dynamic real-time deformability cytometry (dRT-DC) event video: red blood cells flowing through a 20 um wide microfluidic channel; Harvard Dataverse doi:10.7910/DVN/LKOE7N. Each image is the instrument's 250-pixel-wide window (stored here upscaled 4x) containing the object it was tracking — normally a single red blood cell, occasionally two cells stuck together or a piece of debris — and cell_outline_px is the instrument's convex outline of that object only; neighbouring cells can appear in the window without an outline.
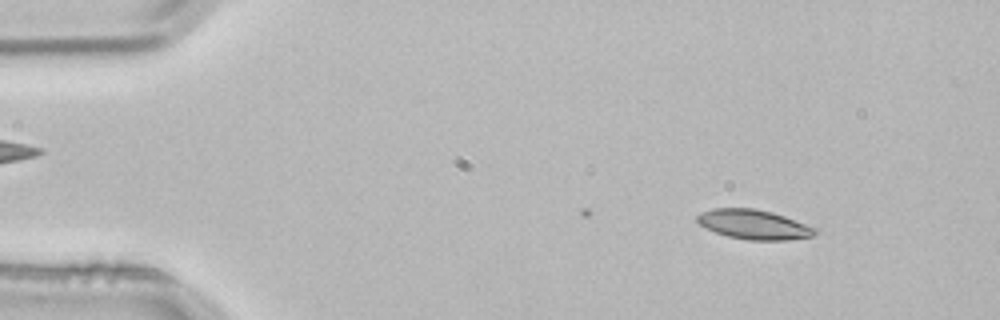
{"species": "common noctule bat (a hibernating species)", "species_latin": "Nyctalus noctula", "temperature_condition": "room temperature", "stored_images_in_passage": 14, "camera_frame_rate_fps": 3000, "um_per_image_px": 0.085, "animal": {"sex": "male", "body_mass_g": 21.5, "forearm_length_mm": 52.0}, "frame": {"image": 1, "passage_image": 4, "time_ms": 1.0, "image_size_px": [1000, 320], "cell_outline_px": [[820, 232], [812, 236], [788, 240], [748, 240], [728, 236], [716, 232], [700, 224], [696, 220], [696, 216], [700, 212], [712, 208], [756, 208], [772, 212], [820, 228]], "centroid_in_image_um": [64.14, 19.07], "position_along_channel_um": 20.9, "area_um2": 20.52}}